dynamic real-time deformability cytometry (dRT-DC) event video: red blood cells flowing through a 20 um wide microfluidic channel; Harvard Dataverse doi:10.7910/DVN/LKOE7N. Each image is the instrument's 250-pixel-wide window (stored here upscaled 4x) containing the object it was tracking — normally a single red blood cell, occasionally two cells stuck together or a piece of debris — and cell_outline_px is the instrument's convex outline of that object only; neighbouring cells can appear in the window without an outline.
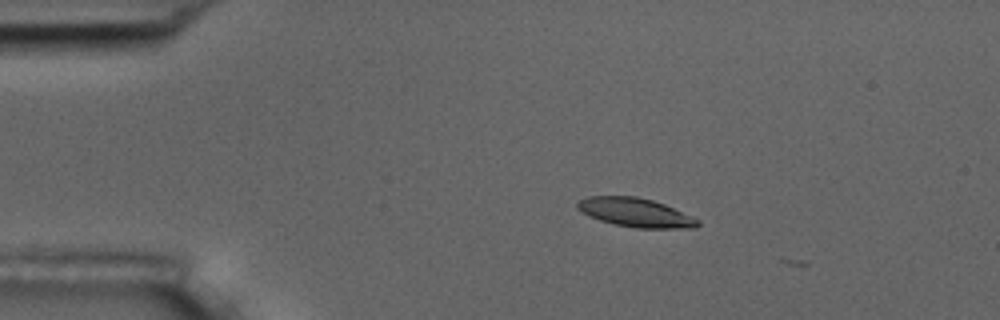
{"species": "common noctule bat (a hibernating species)", "species_latin": "Nyctalus noctula", "temperature_condition": "room temperature", "stored_images_in_passage": 6, "camera_frame_rate_fps": 3000, "um_per_image_px": 0.085, "animal": {"sex": "male", "body_mass_g": 17.5, "forearm_length_mm": 52.3}, "frame": {"image": 1, "passage_image": 5, "time_ms": 1.333, "image_size_px": [1000, 320], "cell_outline_px": [[700, 224], [696, 228], [636, 228], [616, 224], [600, 220], [576, 208], [576, 200], [588, 196], [636, 196], [652, 200], [664, 204], [692, 216], [700, 220]], "centroid_in_image_um": [54.03, 18.06], "position_along_channel_um": 31.0, "area_um2": 20.17}}